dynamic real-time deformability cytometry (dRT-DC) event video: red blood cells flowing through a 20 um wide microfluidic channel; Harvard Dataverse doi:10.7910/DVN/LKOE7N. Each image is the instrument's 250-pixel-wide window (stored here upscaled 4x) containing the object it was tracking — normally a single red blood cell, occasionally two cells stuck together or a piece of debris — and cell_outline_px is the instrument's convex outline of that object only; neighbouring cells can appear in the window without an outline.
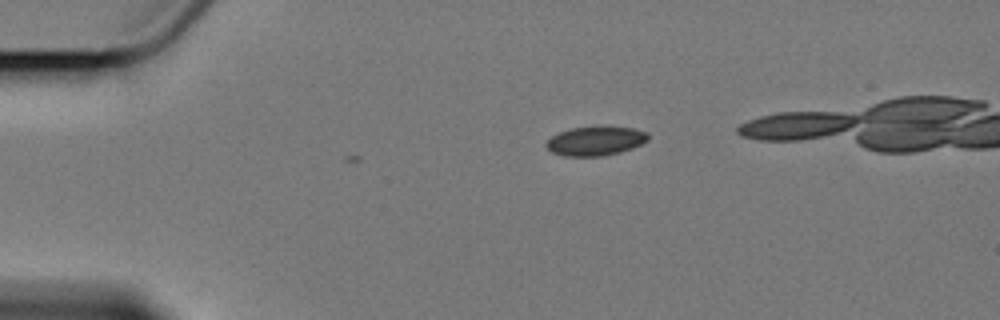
{"species": "Egyptian fruit bat (a non-hibernating species)", "species_latin": "Rousettus aegyptiacus", "temperature_condition": "cold", "stored_images_in_passage": 10, "camera_frame_rate_fps": 3000, "um_per_image_px": 0.085, "animal": {"sex": "female"}, "frame": {"image": 1, "passage_image": 1, "time_ms": 0.0, "image_size_px": [1000, 320], "cell_outline_px": [[648, 140], [632, 148], [620, 152], [600, 156], [564, 156], [552, 152], [544, 144], [552, 136], [560, 132], [572, 128], [596, 124], [608, 124], [632, 128], [644, 132], [648, 136]], "centroid_in_image_um": [50.61, 11.94], "position_along_channel_um": 34.4, "area_um2": 17.69}}
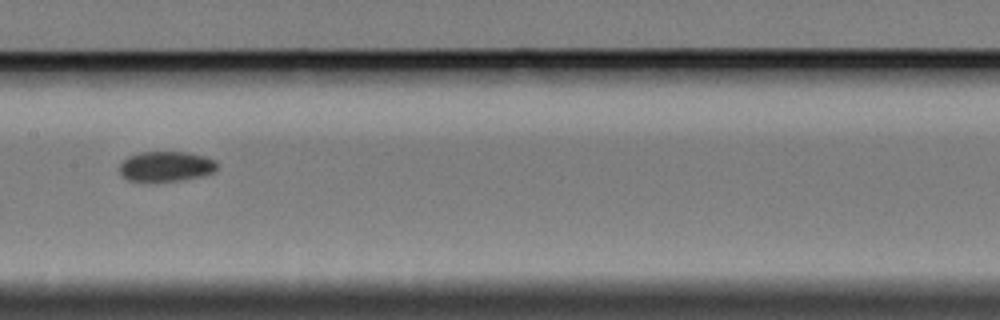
{"frame": {"image": 2, "passage_image": 6, "time_ms": 6.0, "image_size_px": [1000, 320], "cell_outline_px": [[220, 168], [216, 172], [204, 176], [156, 184], [128, 180], [120, 172], [120, 164], [128, 156], [140, 152], [188, 152], [204, 156], [216, 160], [220, 164]], "centroid_in_image_um": [14.17, 14.18], "position_along_channel_um": 193.2, "area_um2": 17.92}}
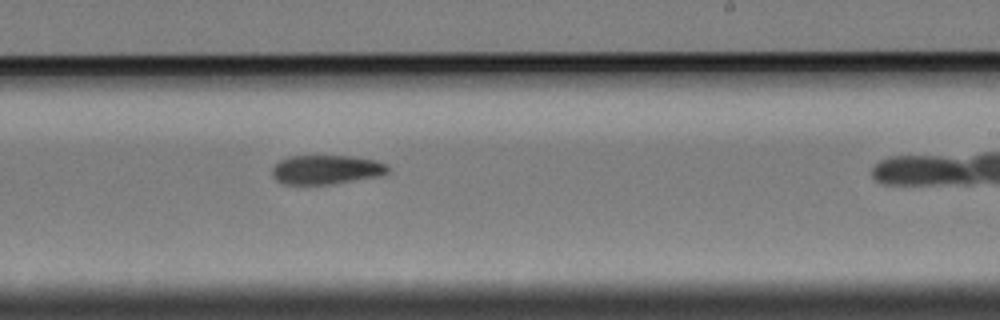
{"frame": {"image": 3, "passage_image": 9, "time_ms": 10.333, "image_size_px": [1000, 320], "cell_outline_px": [[388, 172], [380, 176], [332, 184], [280, 184], [272, 176], [272, 168], [280, 160], [288, 156], [352, 156], [376, 160], [388, 164]], "centroid_in_image_um": [27.73, 14.42], "position_along_channel_um": 261.3, "area_um2": 19.83}}